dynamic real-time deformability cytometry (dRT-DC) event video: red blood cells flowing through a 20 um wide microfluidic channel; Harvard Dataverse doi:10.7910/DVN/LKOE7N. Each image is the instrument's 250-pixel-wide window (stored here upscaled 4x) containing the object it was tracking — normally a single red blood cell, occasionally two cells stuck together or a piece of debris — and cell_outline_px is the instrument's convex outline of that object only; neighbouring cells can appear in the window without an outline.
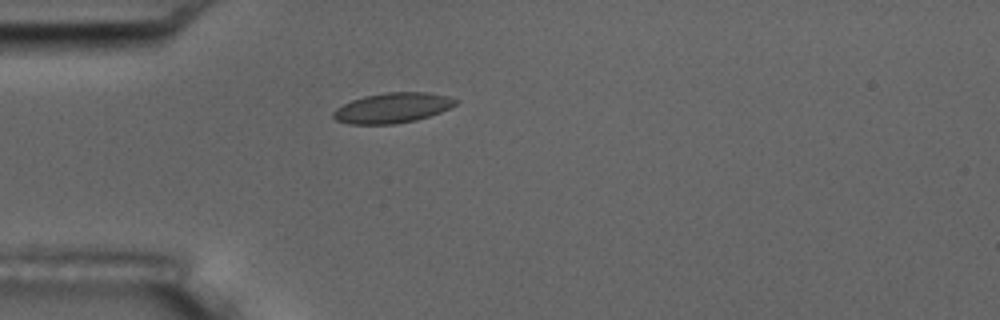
{"species": "common noctule bat (a hibernating species)", "species_latin": "Nyctalus noctula", "temperature_condition": "room temperature", "stored_images_in_passage": 4, "camera_frame_rate_fps": 3000, "um_per_image_px": 0.085, "animal": {"sex": "male", "body_mass_g": 17.5, "forearm_length_mm": 52.3}, "frame": {"image": 1, "passage_image": 4, "time_ms": 3.667, "image_size_px": [1000, 320], "cell_outline_px": [[460, 100], [456, 104], [440, 112], [416, 120], [392, 124], [348, 124], [336, 120], [332, 116], [332, 112], [336, 108], [352, 100], [364, 96], [388, 92], [428, 92], [448, 96]], "centroid_in_image_um": [33.35, 9.17], "position_along_channel_um": 51.6, "area_um2": 21.44}}